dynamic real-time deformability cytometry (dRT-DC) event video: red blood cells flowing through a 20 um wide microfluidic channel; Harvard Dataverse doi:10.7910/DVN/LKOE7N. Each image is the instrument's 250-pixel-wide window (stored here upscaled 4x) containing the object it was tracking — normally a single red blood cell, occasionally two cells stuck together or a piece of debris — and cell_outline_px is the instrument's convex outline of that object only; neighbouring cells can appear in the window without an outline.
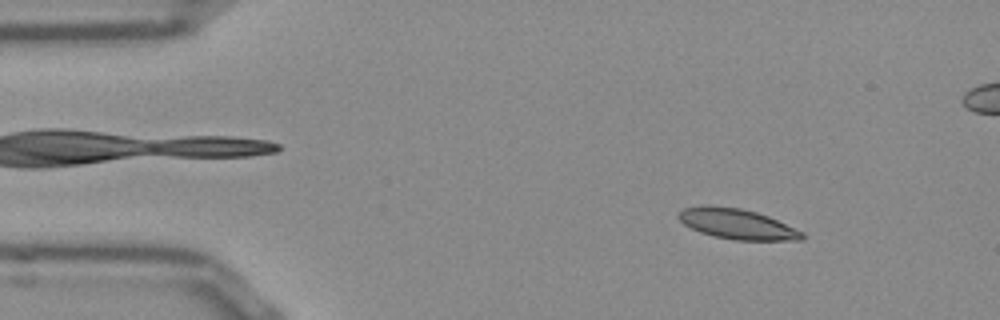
{"species": "Egyptian fruit bat (a non-hibernating species)", "species_latin": "Rousettus aegyptiacus", "temperature_condition": "room temperature", "stored_images_in_passage": 53, "camera_frame_rate_fps": 3000, "um_per_image_px": 0.085, "frame": {"image": 1, "passage_image": 6, "time_ms": 1.667, "image_size_px": [1000, 320], "cell_outline_px": [[808, 236], [804, 240], [736, 240], [716, 236], [700, 232], [684, 224], [676, 216], [684, 208], [704, 204], [708, 204], [740, 208], [756, 212], [768, 216], [804, 232]], "centroid_in_image_um": [62.68, 19.03], "position_along_channel_um": 22.3, "area_um2": 21.91}}
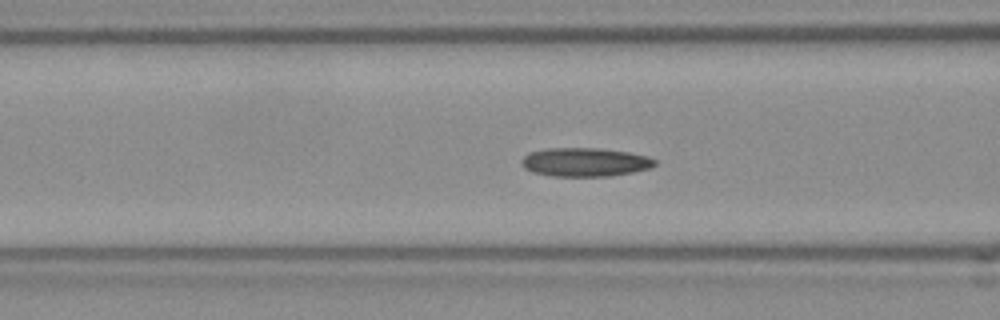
{"frame": {"image": 2, "passage_image": 19, "time_ms": 6.0, "image_size_px": [1000, 320], "cell_outline_px": [[656, 164], [648, 168], [632, 172], [608, 176], [552, 176], [532, 172], [524, 168], [520, 164], [520, 160], [528, 152], [548, 148], [596, 148], [628, 152], [644, 156], [656, 160]], "centroid_in_image_um": [49.64, 13.78], "position_along_channel_um": 117.0, "area_um2": 22.2}}
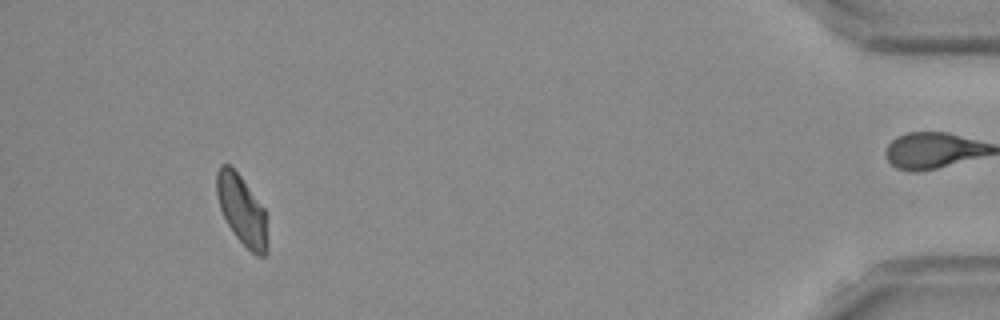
{"frame": {"image": 3, "passage_image": 48, "time_ms": 15.667, "image_size_px": [1000, 320], "cell_outline_px": [[268, 252], [264, 256], [256, 256], [232, 232], [220, 208], [216, 192], [216, 172], [220, 164], [228, 164], [240, 176], [264, 208], [268, 240]], "centroid_in_image_um": [20.56, 17.87], "position_along_channel_um": 414.6, "area_um2": 20.46}}